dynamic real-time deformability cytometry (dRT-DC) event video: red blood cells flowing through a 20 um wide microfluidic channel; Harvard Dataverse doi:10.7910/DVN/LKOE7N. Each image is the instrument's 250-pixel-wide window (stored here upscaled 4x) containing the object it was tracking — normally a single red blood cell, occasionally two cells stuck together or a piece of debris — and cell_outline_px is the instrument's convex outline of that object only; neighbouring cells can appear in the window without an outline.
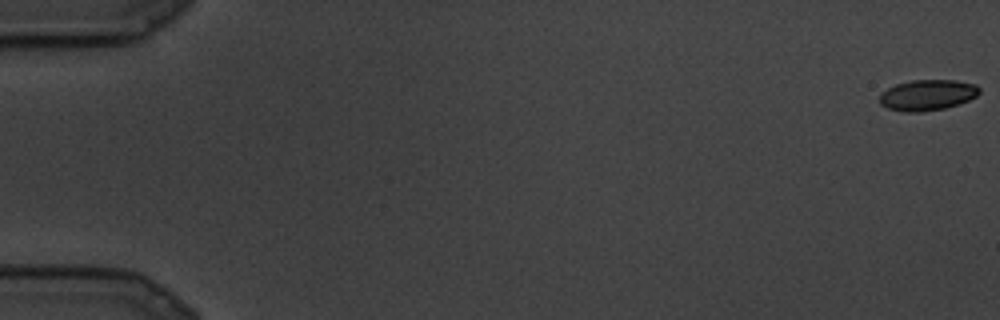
{"species": "common noctule bat (a hibernating species)", "species_latin": "Nyctalus noctula", "temperature_condition": "cold", "stored_images_in_passage": 26, "camera_frame_rate_fps": 3000, "um_per_image_px": 0.085, "animal": {"sex": "male", "body_mass_g": 19.5, "forearm_length_mm": 54.6}, "frame": {"image": 1, "passage_image": 1, "time_ms": 0.0, "image_size_px": [1000, 320], "cell_outline_px": [[980, 92], [976, 96], [960, 104], [944, 108], [920, 112], [904, 112], [888, 108], [880, 104], [880, 92], [896, 84], [912, 80], [956, 80], [976, 84], [980, 88]], "centroid_in_image_um": [78.84, 8.07], "position_along_channel_um": 6.2, "area_um2": 17.98}}
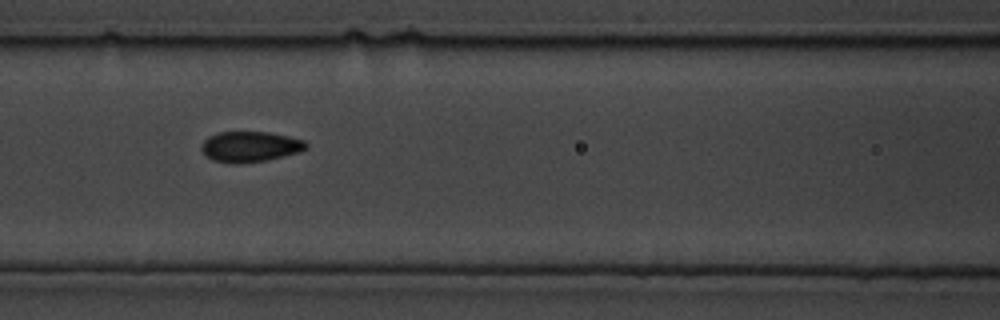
{"frame": {"image": 2, "passage_image": 12, "time_ms": 3.667, "image_size_px": [1000, 320], "cell_outline_px": [[308, 148], [300, 152], [268, 160], [240, 164], [228, 164], [212, 160], [204, 156], [200, 148], [200, 144], [208, 136], [216, 132], [268, 132], [288, 136], [304, 140], [308, 144]], "centroid_in_image_um": [21.21, 12.48], "position_along_channel_um": 145.4, "area_um2": 19.13}}
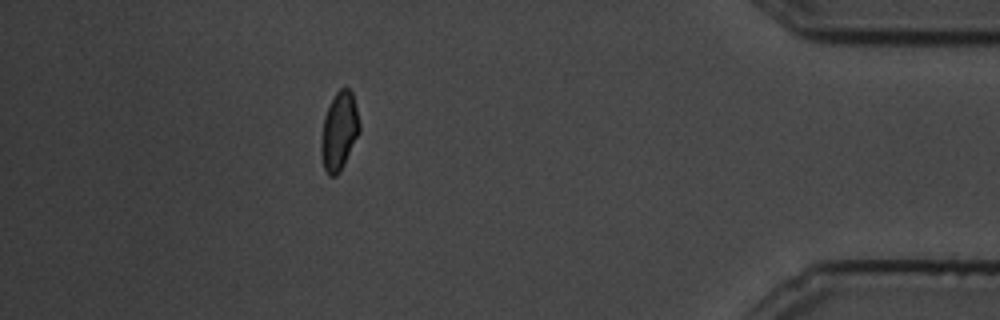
{"frame": {"image": 3, "passage_image": 23, "time_ms": 7.333, "image_size_px": [1000, 320], "cell_outline_px": [[360, 132], [340, 172], [336, 176], [328, 176], [324, 168], [320, 152], [320, 144], [324, 116], [336, 92], [344, 84], [352, 92], [360, 124]], "centroid_in_image_um": [28.82, 11.15], "position_along_channel_um": 406.4, "area_um2": 17.57}}